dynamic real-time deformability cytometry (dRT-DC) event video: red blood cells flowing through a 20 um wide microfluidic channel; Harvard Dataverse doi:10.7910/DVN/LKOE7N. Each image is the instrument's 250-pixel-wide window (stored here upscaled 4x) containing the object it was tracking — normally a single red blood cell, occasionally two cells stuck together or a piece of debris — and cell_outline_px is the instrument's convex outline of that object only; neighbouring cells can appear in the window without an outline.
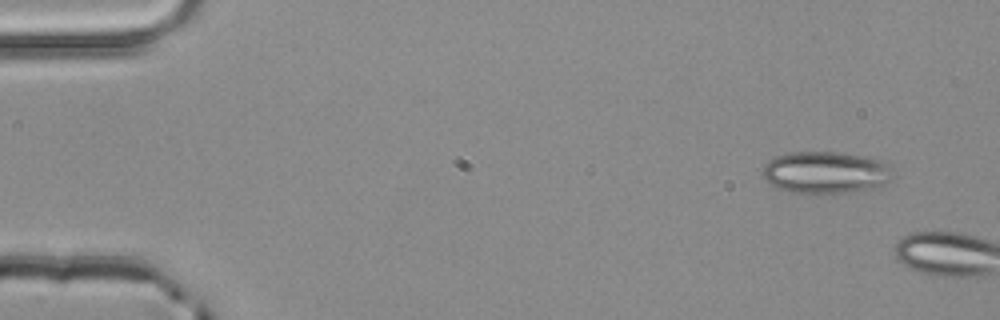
{"species": "common noctule bat (a hibernating species)", "species_latin": "Nyctalus noctula", "temperature_condition": "room temperature", "stored_images_in_passage": 2, "camera_frame_rate_fps": 3000, "um_per_image_px": 0.085, "animal": {"sex": "male", "body_mass_g": 20.4}, "frame": {"image": 1, "passage_image": 1, "time_ms": 0.0, "image_size_px": [1000, 320], "cell_outline_px": [[892, 176], [884, 184], [876, 188], [836, 196], [820, 196], [792, 192], [776, 188], [768, 184], [764, 180], [760, 172], [764, 164], [772, 156], [788, 152], [840, 152], [884, 160], [892, 168]], "centroid_in_image_um": [70.14, 14.7], "position_along_channel_um": 14.9, "area_um2": 33.52}}